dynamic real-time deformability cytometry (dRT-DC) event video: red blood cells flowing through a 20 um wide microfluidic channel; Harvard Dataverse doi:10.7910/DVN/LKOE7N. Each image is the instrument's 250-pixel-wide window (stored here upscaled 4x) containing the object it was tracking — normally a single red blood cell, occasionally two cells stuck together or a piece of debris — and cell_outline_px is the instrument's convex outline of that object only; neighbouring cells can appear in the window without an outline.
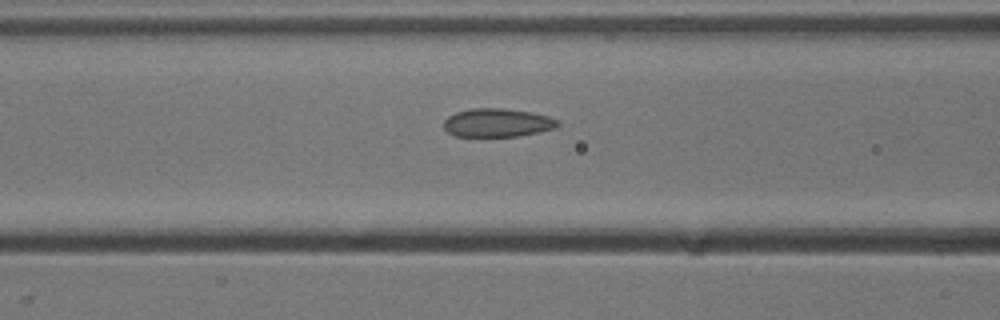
{"species": "common noctule bat (a hibernating species)", "species_latin": "Nyctalus noctula", "temperature_condition": "cold", "stored_images_in_passage": 33, "camera_frame_rate_fps": 3000, "um_per_image_px": 0.085, "animal": {"sex": "male", "body_mass_g": 13.3}, "frame": {"image": 1, "passage_image": 12, "time_ms": 3.667, "image_size_px": [1000, 320], "cell_outline_px": [[560, 124], [556, 128], [540, 132], [516, 136], [456, 136], [448, 132], [444, 128], [444, 120], [448, 116], [456, 112], [472, 108], [504, 108], [532, 112], [548, 116], [560, 120]], "centroid_in_image_um": [42.31, 10.42], "position_along_channel_um": 124.3, "area_um2": 19.02}}
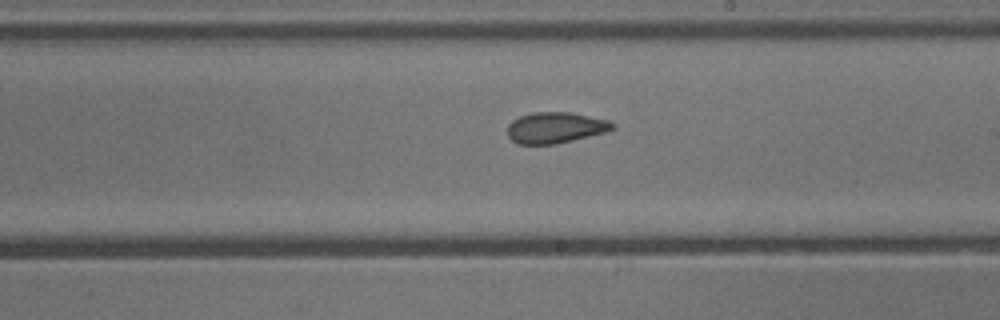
{"frame": {"image": 2, "passage_image": 21, "time_ms": 6.667, "image_size_px": [1000, 320], "cell_outline_px": [[616, 128], [604, 132], [556, 144], [520, 144], [512, 140], [508, 136], [508, 124], [512, 120], [520, 116], [532, 112], [568, 112], [608, 120], [616, 124]], "centroid_in_image_um": [47.2, 10.84], "position_along_channel_um": 241.8, "area_um2": 18.84}}
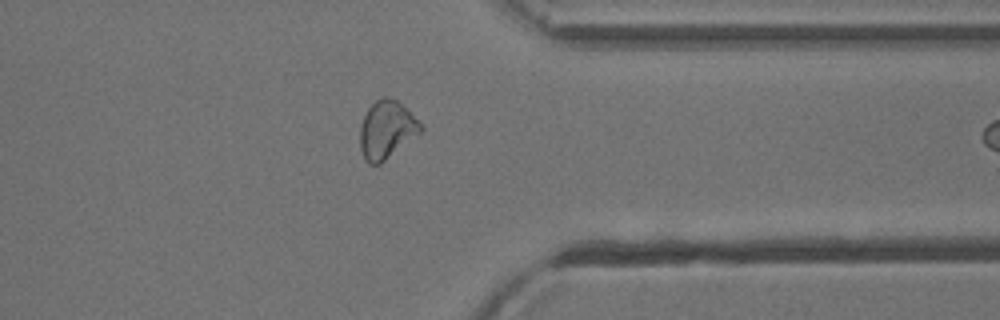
{"frame": {"image": 3, "passage_image": 32, "time_ms": 10.333, "image_size_px": [1000, 320], "cell_outline_px": [[424, 128], [420, 132], [380, 164], [368, 164], [364, 160], [360, 148], [360, 128], [364, 116], [368, 108], [380, 96], [388, 96], [396, 100], [420, 120], [424, 124]], "centroid_in_image_um": [32.86, 11.01], "position_along_channel_um": 378.5, "area_um2": 20.46}}